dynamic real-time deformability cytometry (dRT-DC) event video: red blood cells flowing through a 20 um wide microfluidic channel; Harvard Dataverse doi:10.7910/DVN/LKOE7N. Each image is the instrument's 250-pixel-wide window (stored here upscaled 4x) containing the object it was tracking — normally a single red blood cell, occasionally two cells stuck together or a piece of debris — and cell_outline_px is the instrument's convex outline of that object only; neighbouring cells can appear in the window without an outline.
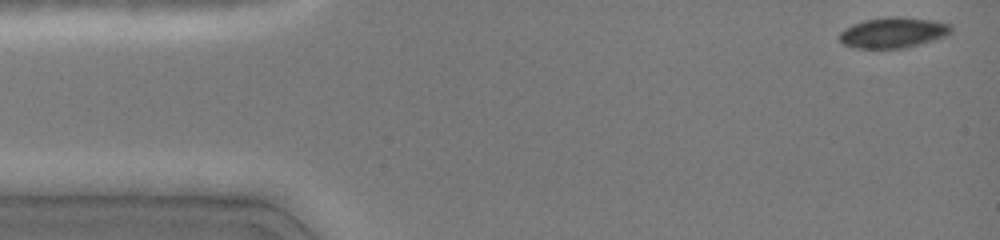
{"species": "common noctule bat (a hibernating species)", "species_latin": "Nyctalus noctula", "temperature_condition": "cold", "stored_images_in_passage": 43, "camera_frame_rate_fps": 3000, "um_per_image_px": 0.085, "animal": {"sex": "female", "body_mass_g": 19.0, "forearm_length_mm": 51.5}, "frame": {"image": 1, "passage_image": 1, "time_ms": 0.0, "image_size_px": [1000, 240], "cell_outline_px": [[952, 32], [944, 36], [920, 44], [904, 48], [856, 48], [844, 44], [840, 40], [840, 32], [844, 28], [852, 24], [864, 20], [888, 16], [900, 16], [932, 20], [952, 24]], "centroid_in_image_um": [75.92, 2.75], "position_along_channel_um": 9.1, "area_um2": 19.94}}
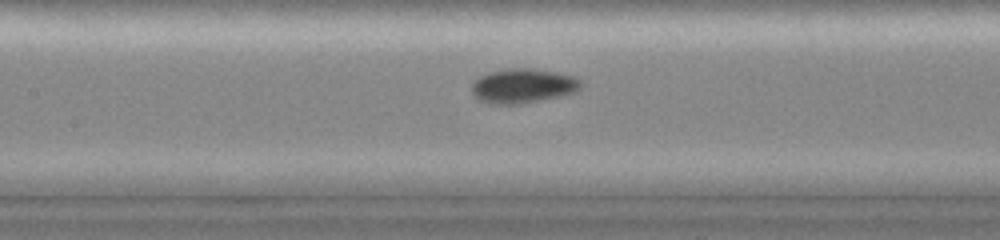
{"frame": {"image": 2, "passage_image": 20, "time_ms": 6.333, "image_size_px": [1000, 240], "cell_outline_px": [[584, 84], [576, 92], [560, 96], [520, 104], [492, 104], [480, 100], [472, 92], [472, 84], [476, 76], [488, 72], [508, 68], [532, 68], [556, 72], [572, 76], [580, 80]], "centroid_in_image_um": [44.44, 7.29], "position_along_channel_um": 163.0, "area_um2": 22.08}}
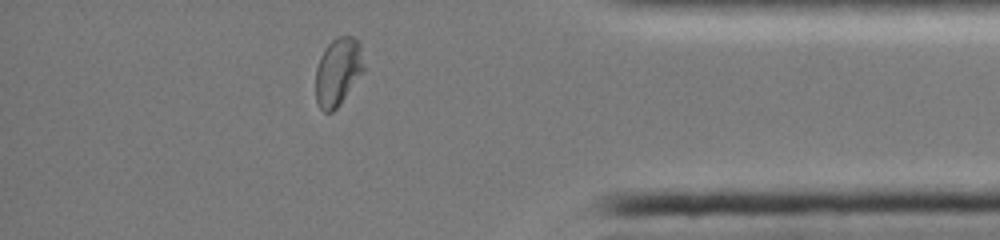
{"frame": {"image": 3, "passage_image": 39, "time_ms": 12.667, "image_size_px": [1000, 240], "cell_outline_px": [[364, 68], [340, 104], [332, 112], [324, 112], [320, 108], [316, 100], [316, 68], [320, 56], [324, 48], [336, 36], [352, 36], [360, 44], [364, 64]], "centroid_in_image_um": [28.7, 6.07], "position_along_channel_um": 406.5, "area_um2": 18.84}}